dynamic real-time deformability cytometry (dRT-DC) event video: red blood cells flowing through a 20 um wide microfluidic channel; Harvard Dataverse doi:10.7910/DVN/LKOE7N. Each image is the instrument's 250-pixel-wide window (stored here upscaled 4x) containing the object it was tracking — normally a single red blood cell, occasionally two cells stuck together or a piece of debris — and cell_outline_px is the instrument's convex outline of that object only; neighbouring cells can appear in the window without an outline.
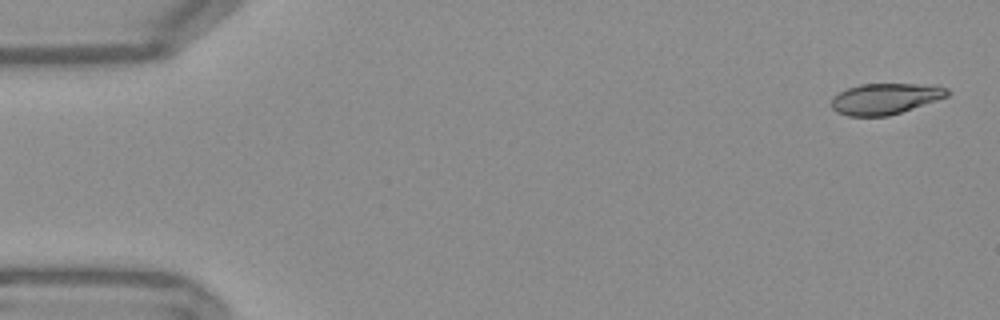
{"species": "Egyptian fruit bat (a non-hibernating species)", "species_latin": "Rousettus aegyptiacus", "temperature_condition": "warm", "stored_images_in_passage": 53, "camera_frame_rate_fps": 3000, "um_per_image_px": 0.085, "frame": {"image": 1, "passage_image": 2, "time_ms": 0.333, "image_size_px": [1000, 320], "cell_outline_px": [[948, 96], [888, 116], [848, 116], [836, 112], [832, 108], [832, 96], [848, 88], [860, 84], [936, 84], [948, 88]], "centroid_in_image_um": [75.24, 8.38], "position_along_channel_um": 9.8, "area_um2": 20.87}}
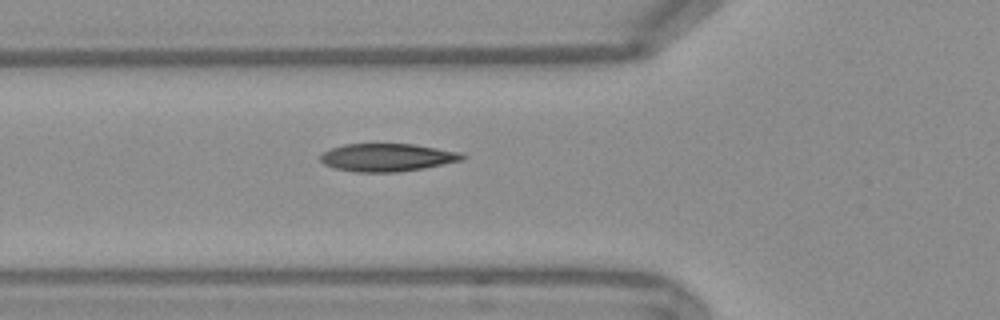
{"frame": {"image": 2, "passage_image": 19, "time_ms": 6.0, "image_size_px": [1000, 320], "cell_outline_px": [[468, 156], [464, 160], [420, 168], [396, 172], [356, 172], [336, 168], [324, 164], [320, 160], [320, 156], [324, 152], [332, 148], [344, 144], [416, 144], [460, 152]], "centroid_in_image_um": [32.94, 13.37], "position_along_channel_um": 92.9, "area_um2": 22.89}}
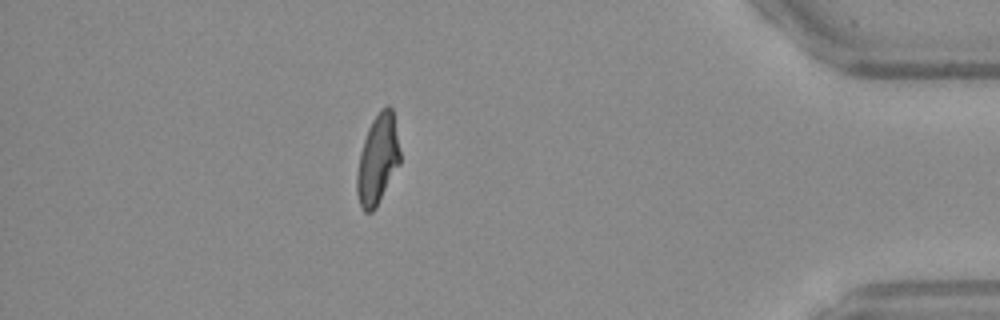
{"frame": {"image": 3, "passage_image": 47, "time_ms": 15.333, "image_size_px": [1000, 320], "cell_outline_px": [[400, 164], [376, 208], [372, 212], [364, 212], [360, 208], [356, 192], [356, 172], [360, 152], [368, 128], [372, 120], [380, 108], [388, 104], [392, 108], [400, 152]], "centroid_in_image_um": [32.09, 13.58], "position_along_channel_um": 403.1, "area_um2": 22.77}, "authors_computed_cell_mechanics": {"area_um2": 22.4264, "velocity_mm_per_s": 3.7944, "shape_relaxation_time_tau1_ms": 7.6197, "shape_relaxation_time_tau2_ms": 1.4662, "deformation_change_tau1": 0.2403, "deformation_change_tau2": 0.0854}}